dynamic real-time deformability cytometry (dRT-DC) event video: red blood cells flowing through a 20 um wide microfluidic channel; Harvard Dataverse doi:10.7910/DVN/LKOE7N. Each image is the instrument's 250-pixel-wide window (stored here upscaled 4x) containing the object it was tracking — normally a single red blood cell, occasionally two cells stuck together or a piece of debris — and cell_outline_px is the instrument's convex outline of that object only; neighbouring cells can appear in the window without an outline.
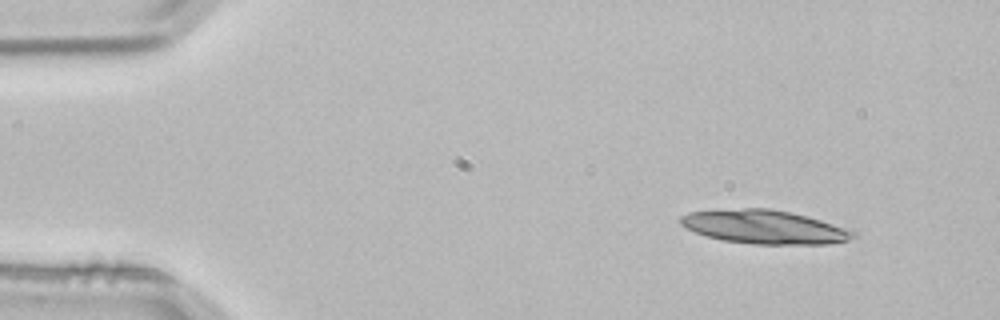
{"species": "common noctule bat (a hibernating species)", "species_latin": "Nyctalus noctula", "temperature_condition": "room temperature", "stored_images_in_passage": 4, "camera_frame_rate_fps": 3000, "um_per_image_px": 0.085, "animal": {"sex": "male", "body_mass_g": 21.5, "forearm_length_mm": 52.0}, "frame": {"image": 1, "passage_image": 1, "time_ms": 0.0, "image_size_px": [1000, 320], "cell_outline_px": [[856, 236], [848, 240], [828, 244], [756, 244], [724, 240], [708, 236], [696, 232], [680, 224], [680, 216], [688, 212], [744, 208], [768, 208], [792, 212], [808, 216], [856, 232]], "centroid_in_image_um": [64.98, 19.28], "position_along_channel_um": 20.0, "area_um2": 33.52}}